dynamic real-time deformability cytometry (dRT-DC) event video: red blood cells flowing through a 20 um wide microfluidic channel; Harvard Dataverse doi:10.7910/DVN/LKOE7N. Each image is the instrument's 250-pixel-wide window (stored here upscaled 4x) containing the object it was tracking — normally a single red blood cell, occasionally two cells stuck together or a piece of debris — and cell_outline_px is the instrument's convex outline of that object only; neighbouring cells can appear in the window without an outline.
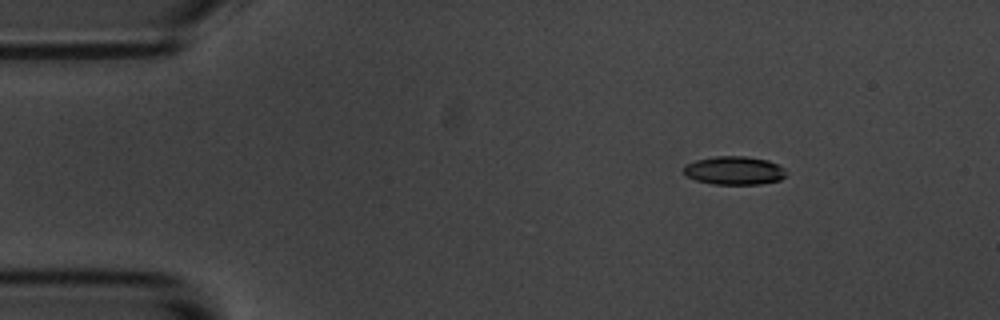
{"species": "common noctule bat (a hibernating species)", "species_latin": "Nyctalus noctula", "temperature_condition": "room temperature", "stored_images_in_passage": 4, "camera_frame_rate_fps": 3000, "um_per_image_px": 0.085, "animal": {"sex": "male", "body_mass_g": 20.1, "forearm_length_mm": 53.5}, "frame": {"image": 1, "passage_image": 2, "time_ms": 2.333, "image_size_px": [1000, 320], "cell_outline_px": [[788, 176], [780, 180], [760, 184], [712, 184], [696, 180], [688, 176], [684, 172], [684, 164], [696, 160], [716, 156], [744, 156], [768, 160], [780, 164], [784, 168]], "centroid_in_image_um": [62.46, 14.49], "position_along_channel_um": 22.5, "area_um2": 17.11}}